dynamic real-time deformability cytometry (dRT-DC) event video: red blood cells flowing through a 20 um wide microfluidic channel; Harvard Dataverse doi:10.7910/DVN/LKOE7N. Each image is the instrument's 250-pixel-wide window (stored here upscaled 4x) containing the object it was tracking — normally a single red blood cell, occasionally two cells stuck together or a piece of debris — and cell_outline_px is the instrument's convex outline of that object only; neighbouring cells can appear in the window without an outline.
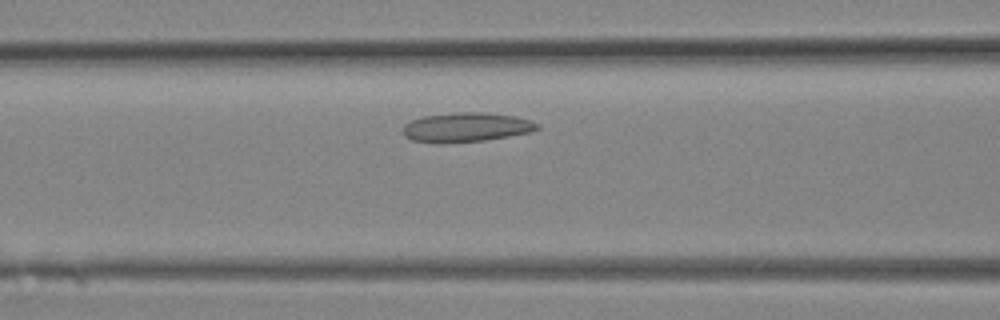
{"species": "Egyptian fruit bat (a non-hibernating species)", "species_latin": "Rousettus aegyptiacus", "temperature_condition": "room temperature", "stored_images_in_passage": 8, "camera_frame_rate_fps": 3000, "um_per_image_px": 0.085, "animal": {"sex": "female"}, "frame": {"image": 1, "passage_image": 6, "time_ms": 1.667, "image_size_px": [1000, 320], "cell_outline_px": [[540, 128], [532, 132], [484, 140], [440, 144], [412, 140], [404, 136], [404, 124], [412, 120], [424, 116], [456, 112], [484, 112], [512, 116], [528, 120], [540, 124]], "centroid_in_image_um": [39.62, 10.82], "position_along_channel_um": 127.0, "area_um2": 22.95}}
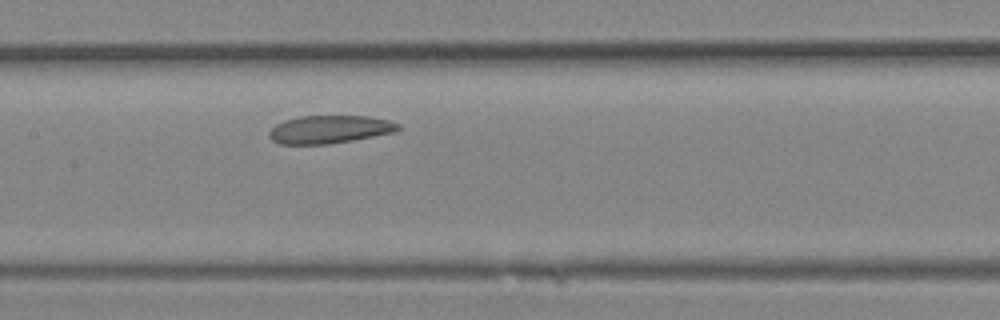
{"frame": {"image": 2, "passage_image": 8, "time_ms": 2.333, "image_size_px": [1000, 320], "cell_outline_px": [[400, 128], [396, 132], [352, 140], [328, 144], [280, 144], [272, 140], [268, 136], [268, 132], [276, 124], [284, 120], [300, 116], [368, 116], [388, 120], [400, 124]], "centroid_in_image_um": [28.01, 10.99], "position_along_channel_um": 179.4, "area_um2": 21.04}}